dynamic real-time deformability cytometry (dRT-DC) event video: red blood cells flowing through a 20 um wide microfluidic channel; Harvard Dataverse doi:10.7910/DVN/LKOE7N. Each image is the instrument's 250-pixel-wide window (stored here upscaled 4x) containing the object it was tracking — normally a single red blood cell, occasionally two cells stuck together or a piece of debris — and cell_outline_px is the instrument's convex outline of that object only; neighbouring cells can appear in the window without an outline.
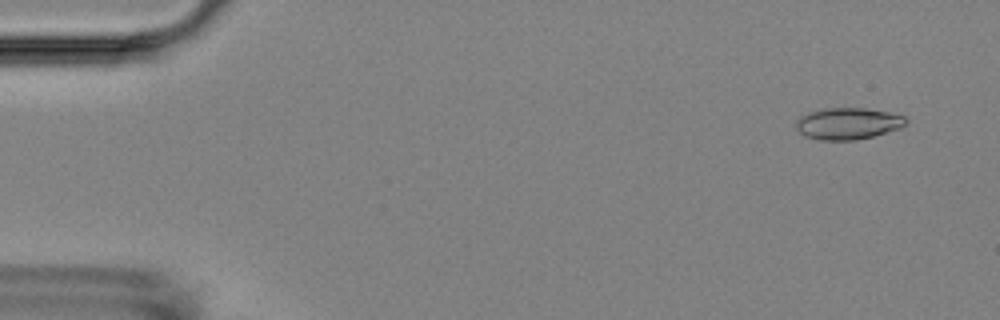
{"species": "Egyptian fruit bat (a non-hibernating species)", "species_latin": "Rousettus aegyptiacus", "temperature_condition": "room temperature", "stored_images_in_passage": 5, "camera_frame_rate_fps": 3000, "um_per_image_px": 0.085, "animal": {"sex": "female"}, "frame": {"image": 1, "passage_image": 1, "time_ms": 0.0, "image_size_px": [1000, 320], "cell_outline_px": [[908, 120], [900, 128], [872, 136], [856, 140], [820, 140], [804, 136], [796, 128], [796, 120], [800, 116], [808, 112], [828, 108], [864, 108], [888, 112], [904, 116]], "centroid_in_image_um": [72.04, 10.5], "position_along_channel_um": 13.0, "area_um2": 20.17}}